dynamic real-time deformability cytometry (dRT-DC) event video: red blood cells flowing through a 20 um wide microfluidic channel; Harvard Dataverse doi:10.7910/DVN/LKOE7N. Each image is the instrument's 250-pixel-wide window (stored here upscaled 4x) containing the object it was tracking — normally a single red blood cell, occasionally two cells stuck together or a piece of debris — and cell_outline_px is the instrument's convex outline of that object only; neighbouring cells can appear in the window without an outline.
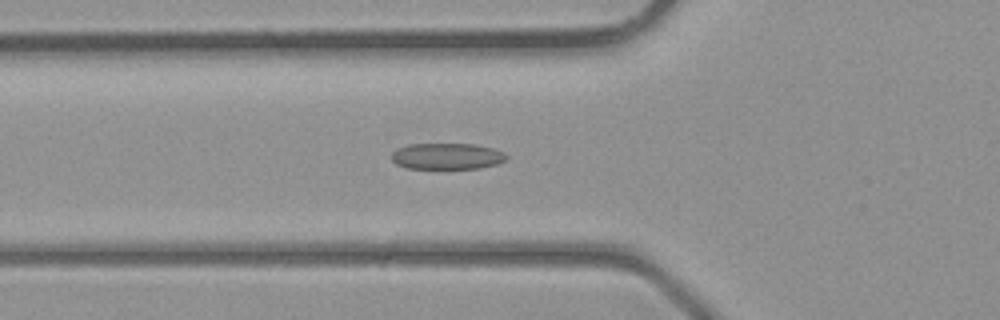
{"species": "common noctule bat (a hibernating species)", "species_latin": "Nyctalus noctula", "temperature_condition": "room temperature", "stored_images_in_passage": 38, "camera_frame_rate_fps": 3000, "um_per_image_px": 0.085, "animal": {"sex": "male", "body_mass_g": 23.1, "forearm_length_mm": 52.7}, "frame": {"image": 1, "passage_image": 12, "time_ms": 3.667, "image_size_px": [1000, 320], "cell_outline_px": [[508, 156], [504, 160], [496, 164], [480, 168], [408, 168], [396, 164], [392, 160], [392, 152], [396, 148], [408, 144], [476, 144], [492, 148], [504, 152]], "centroid_in_image_um": [37.98, 13.27], "position_along_channel_um": 87.8, "area_um2": 17.51}}
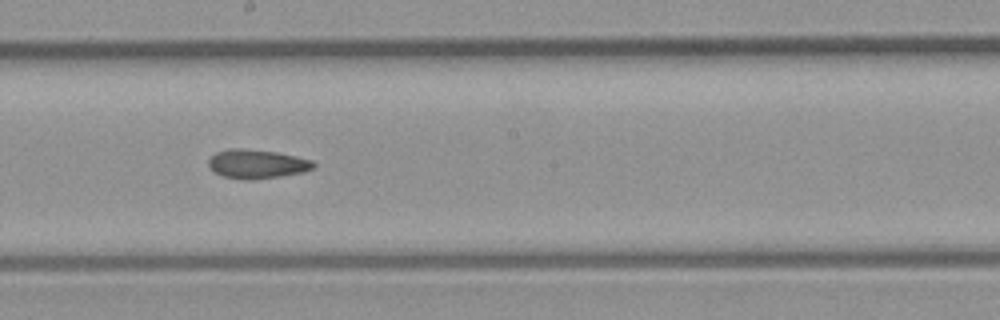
{"frame": {"image": 2, "passage_image": 20, "time_ms": 6.333, "image_size_px": [1000, 320], "cell_outline_px": [[316, 164], [312, 168], [300, 172], [280, 176], [252, 180], [244, 180], [224, 176], [208, 168], [208, 160], [216, 152], [228, 148], [240, 148], [276, 152], [296, 156], [312, 160]], "centroid_in_image_um": [21.8, 13.93], "position_along_channel_um": 226.4, "area_um2": 17.63}}
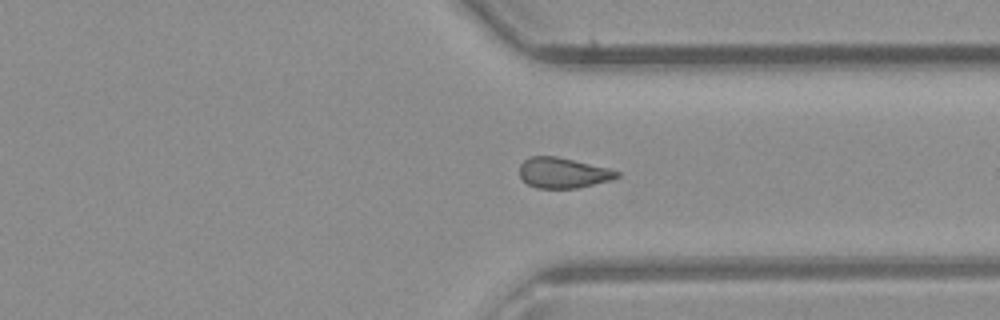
{"frame": {"image": 3, "passage_image": 28, "time_ms": 9.0, "image_size_px": [1000, 320], "cell_outline_px": [[620, 176], [612, 180], [576, 188], [536, 188], [528, 184], [520, 176], [520, 164], [524, 160], [532, 156], [556, 156], [608, 168], [620, 172]], "centroid_in_image_um": [47.86, 14.69], "position_along_channel_um": 363.5, "area_um2": 17.17}}